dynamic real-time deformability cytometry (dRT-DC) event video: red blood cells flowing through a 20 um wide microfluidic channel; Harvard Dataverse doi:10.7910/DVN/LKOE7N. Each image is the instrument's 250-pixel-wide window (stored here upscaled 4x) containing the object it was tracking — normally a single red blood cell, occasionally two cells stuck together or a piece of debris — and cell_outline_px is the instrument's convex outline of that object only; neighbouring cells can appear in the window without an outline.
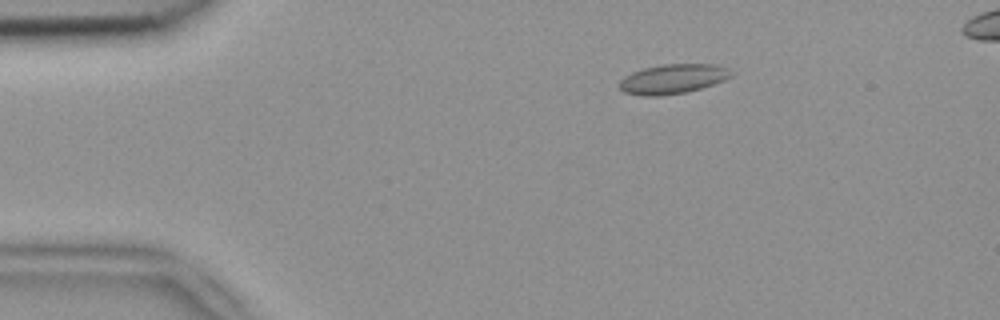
{"species": "common noctule bat (a hibernating species)", "species_latin": "Nyctalus noctula", "temperature_condition": "room temperature", "stored_images_in_passage": 5, "camera_frame_rate_fps": 3000, "um_per_image_px": 0.085, "animal": {"sex": "female", "body_mass_g": 18.4}, "frame": {"image": 1, "passage_image": 3, "time_ms": 0.667, "image_size_px": [1000, 320], "cell_outline_px": [[732, 76], [724, 80], [700, 88], [684, 92], [660, 96], [644, 96], [624, 92], [620, 88], [620, 80], [624, 76], [632, 72], [644, 68], [664, 64], [716, 64], [728, 68], [732, 72]], "centroid_in_image_um": [57.19, 6.7], "position_along_channel_um": 27.8, "area_um2": 19.13}}